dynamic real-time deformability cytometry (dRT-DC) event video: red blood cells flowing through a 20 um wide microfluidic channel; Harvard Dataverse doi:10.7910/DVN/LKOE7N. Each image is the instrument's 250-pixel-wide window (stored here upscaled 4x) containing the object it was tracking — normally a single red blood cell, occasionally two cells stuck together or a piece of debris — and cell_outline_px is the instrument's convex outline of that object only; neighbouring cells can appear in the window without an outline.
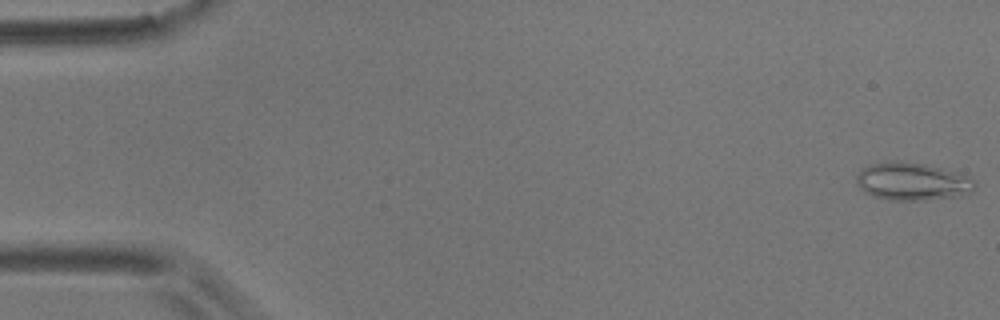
{"species": "common noctule bat (a hibernating species)", "species_latin": "Nyctalus noctula", "temperature_condition": "room temperature", "stored_images_in_passage": 57, "camera_frame_rate_fps": 3000, "um_per_image_px": 0.085, "animal": {"sex": "male", "body_mass_g": 17.9}, "frame": {"image": 1, "passage_image": 1, "time_ms": 0.0, "image_size_px": [1000, 320], "cell_outline_px": [[976, 184], [972, 192], [960, 196], [924, 200], [892, 200], [876, 196], [864, 192], [860, 188], [856, 180], [856, 176], [860, 168], [868, 164], [900, 160], [924, 164], [972, 176]], "centroid_in_image_um": [77.56, 15.41], "position_along_channel_um": 7.4, "area_um2": 26.24}}
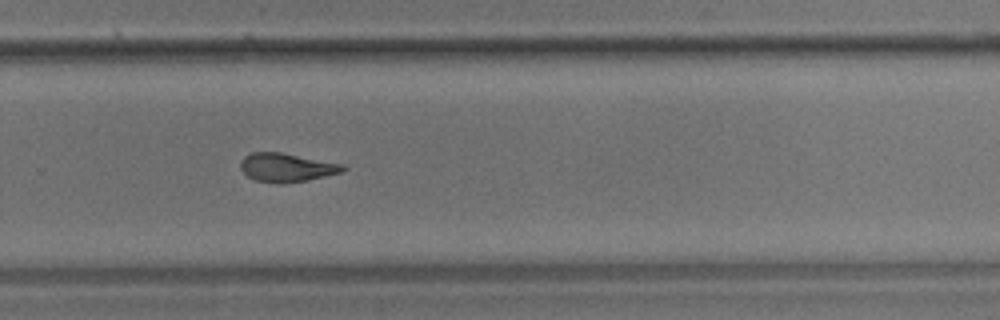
{"frame": {"image": 2, "passage_image": 38, "time_ms": 12.333, "image_size_px": [1000, 320], "cell_outline_px": [[348, 168], [340, 172], [324, 176], [284, 184], [280, 184], [256, 180], [248, 176], [240, 168], [240, 160], [244, 156], [252, 152], [280, 152], [344, 164]], "centroid_in_image_um": [24.34, 14.23], "position_along_channel_um": 305.5, "area_um2": 16.99}}
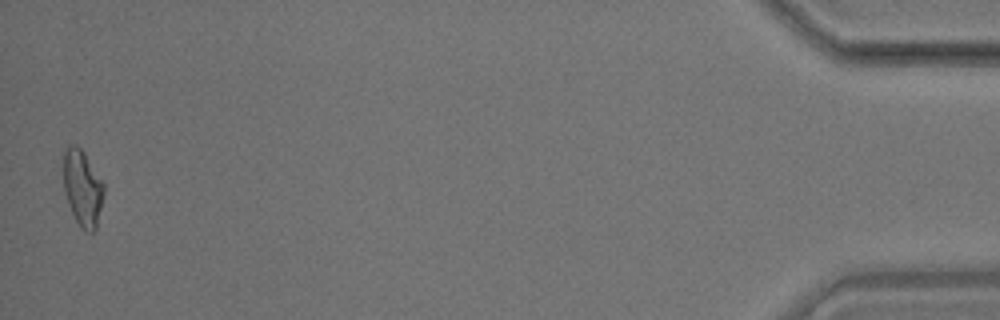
{"frame": {"image": 3, "passage_image": 56, "time_ms": 18.333, "image_size_px": [1000, 320], "cell_outline_px": [[104, 192], [96, 228], [92, 232], [84, 232], [80, 228], [68, 204], [64, 192], [64, 152], [68, 144], [76, 144], [84, 152], [104, 184]], "centroid_in_image_um": [7.01, 15.99], "position_along_channel_um": 428.2, "area_um2": 17.86}, "authors_computed_cell_mechanics": {"area_um2": 17.6868, "velocity_mm_per_s": 3.5504, "shape_relaxation_time_tau1_ms": 9.0557, "shape_relaxation_time_tau2_ms": 3.3206, "deformation_change_tau1": 0.2051, "deformation_change_tau2": 0.1216}}